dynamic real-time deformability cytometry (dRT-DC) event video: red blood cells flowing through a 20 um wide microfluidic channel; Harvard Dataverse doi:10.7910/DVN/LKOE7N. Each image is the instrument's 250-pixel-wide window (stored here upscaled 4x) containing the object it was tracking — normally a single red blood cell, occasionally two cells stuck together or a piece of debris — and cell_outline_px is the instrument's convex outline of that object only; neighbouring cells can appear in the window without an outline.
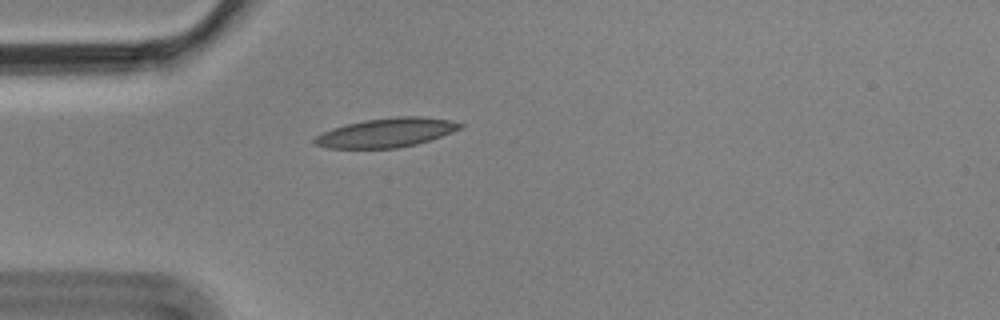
{"species": "Egyptian fruit bat (a non-hibernating species)", "species_latin": "Rousettus aegyptiacus", "temperature_condition": "cold", "stored_images_in_passage": 5, "camera_frame_rate_fps": 3000, "um_per_image_px": 0.085, "animal": {"sex": "male"}, "frame": {"image": 1, "passage_image": 5, "time_ms": 1.333, "image_size_px": [1000, 320], "cell_outline_px": [[464, 124], [460, 128], [452, 132], [416, 144], [396, 148], [328, 148], [312, 144], [312, 140], [316, 136], [332, 128], [364, 120], [396, 116], [420, 116], [452, 120]], "centroid_in_image_um": [32.82, 11.27], "position_along_channel_um": 52.2, "area_um2": 24.57}}